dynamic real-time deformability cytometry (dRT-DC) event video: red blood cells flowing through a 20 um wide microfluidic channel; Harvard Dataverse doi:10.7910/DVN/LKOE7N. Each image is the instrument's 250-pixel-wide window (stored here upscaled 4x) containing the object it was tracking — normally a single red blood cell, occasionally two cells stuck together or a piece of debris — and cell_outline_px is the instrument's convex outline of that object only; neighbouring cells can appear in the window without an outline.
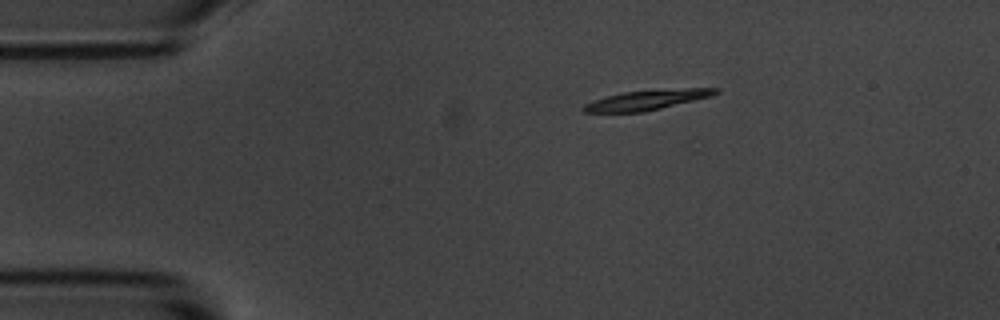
{"species": "common noctule bat (a hibernating species)", "species_latin": "Nyctalus noctula", "temperature_condition": "room temperature", "stored_images_in_passage": 7, "camera_frame_rate_fps": 3000, "um_per_image_px": 0.085, "animal": {"sex": "male", "body_mass_g": 20.1, "forearm_length_mm": 53.5}, "frame": {"image": 1, "passage_image": 1, "time_ms": 0.0, "image_size_px": [1000, 320], "cell_outline_px": [[720, 92], [708, 96], [644, 112], [584, 112], [580, 108], [584, 104], [592, 100], [624, 92], [684, 88], [720, 88]], "centroid_in_image_um": [54.92, 8.49], "position_along_channel_um": 30.1, "area_um2": 14.91}}